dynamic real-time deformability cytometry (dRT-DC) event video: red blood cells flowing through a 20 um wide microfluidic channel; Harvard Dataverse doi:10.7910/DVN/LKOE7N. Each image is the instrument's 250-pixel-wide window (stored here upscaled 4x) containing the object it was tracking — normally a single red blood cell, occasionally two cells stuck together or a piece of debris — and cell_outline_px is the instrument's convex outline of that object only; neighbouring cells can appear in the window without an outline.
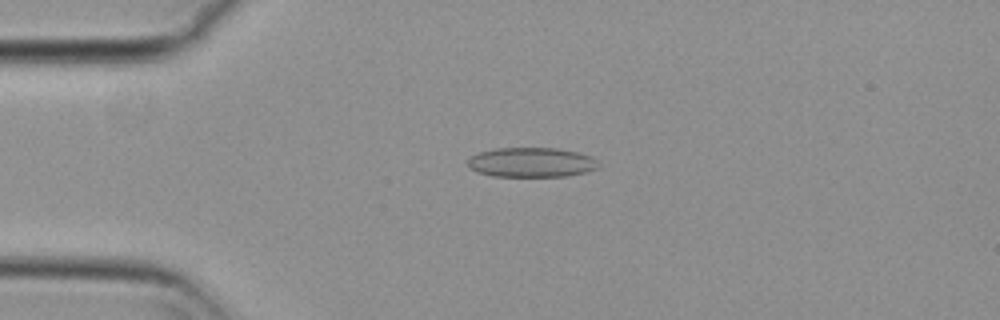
{"species": "common noctule bat (a hibernating species)", "species_latin": "Nyctalus noctula", "temperature_condition": "cold", "stored_images_in_passage": 49, "camera_frame_rate_fps": 3000, "um_per_image_px": 0.085, "animal": {"sex": "female", "body_mass_g": 29.2, "forearm_length_mm": 56.3}, "frame": {"image": 1, "passage_image": 7, "time_ms": 2.0, "image_size_px": [1000, 320], "cell_outline_px": [[600, 168], [588, 172], [564, 176], [492, 176], [476, 172], [468, 168], [468, 160], [472, 156], [480, 152], [496, 148], [556, 148], [576, 152], [592, 156], [596, 160]], "centroid_in_image_um": [45.18, 13.8], "position_along_channel_um": 39.8, "area_um2": 22.66}}
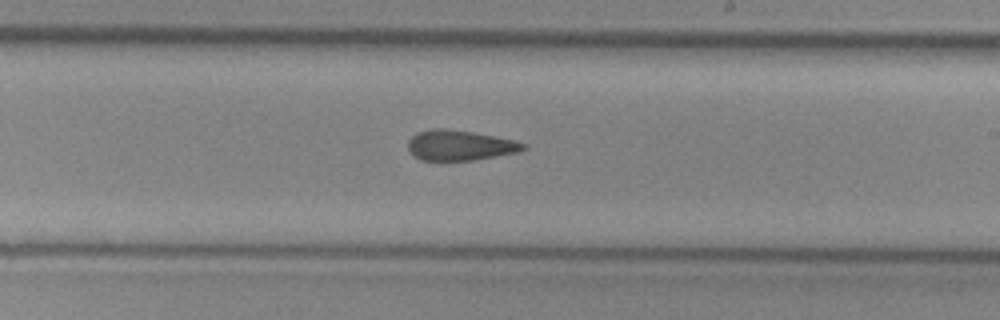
{"frame": {"image": 2, "passage_image": 26, "time_ms": 8.333, "image_size_px": [1000, 320], "cell_outline_px": [[528, 148], [520, 152], [472, 160], [420, 160], [412, 156], [408, 148], [408, 140], [416, 132], [432, 128], [444, 128], [472, 132], [512, 140], [524, 144]], "centroid_in_image_um": [39.03, 12.35], "position_along_channel_um": 250.0, "area_um2": 20.29}}
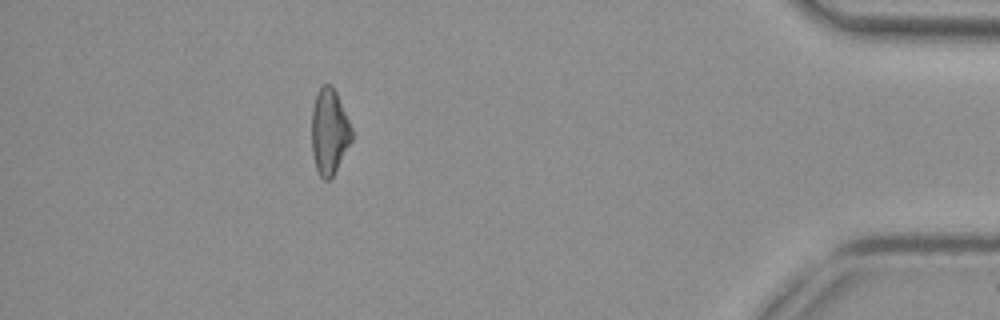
{"frame": {"image": 3, "passage_image": 43, "time_ms": 14.0, "image_size_px": [1000, 320], "cell_outline_px": [[352, 140], [332, 176], [328, 180], [324, 180], [320, 176], [316, 168], [312, 152], [312, 108], [316, 92], [324, 84], [332, 84], [336, 92], [352, 128]], "centroid_in_image_um": [27.98, 11.16], "position_along_channel_um": 407.2, "area_um2": 19.83}, "authors_computed_cell_mechanics": {"area_um2": 20.9814, "velocity_mm_per_s": 3.7567, "shape_relaxation_time_tau1_ms": null, "shape_relaxation_time_tau2_ms": 3.4569, "deformation_change_tau1": null, "deformation_change_tau2": 0.1279}}